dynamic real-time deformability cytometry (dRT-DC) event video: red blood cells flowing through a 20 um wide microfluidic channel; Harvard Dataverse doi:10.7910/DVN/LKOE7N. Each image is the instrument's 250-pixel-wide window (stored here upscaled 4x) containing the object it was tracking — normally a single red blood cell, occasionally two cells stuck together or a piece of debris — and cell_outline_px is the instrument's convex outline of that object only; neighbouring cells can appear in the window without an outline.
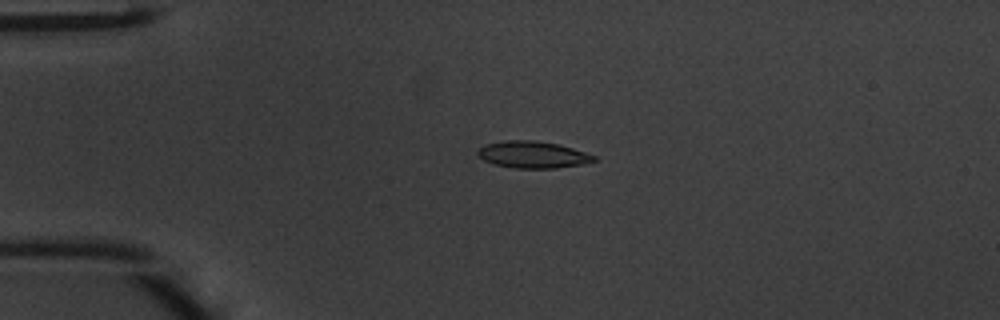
{"species": "common noctule bat (a hibernating species)", "species_latin": "Nyctalus noctula", "temperature_condition": "warm", "stored_images_in_passage": 47, "camera_frame_rate_fps": 3000, "um_per_image_px": 0.085, "animal": {"sex": "male", "body_mass_g": 20.1, "forearm_length_mm": 53.5}, "frame": {"image": 1, "passage_image": 11, "time_ms": 3.333, "image_size_px": [1000, 320], "cell_outline_px": [[596, 160], [580, 164], [556, 168], [516, 168], [496, 164], [484, 160], [476, 156], [476, 152], [480, 148], [488, 144], [504, 140], [532, 140], [560, 144], [596, 156]], "centroid_in_image_um": [45.26, 13.14], "position_along_channel_um": 39.7, "area_um2": 17.98}}
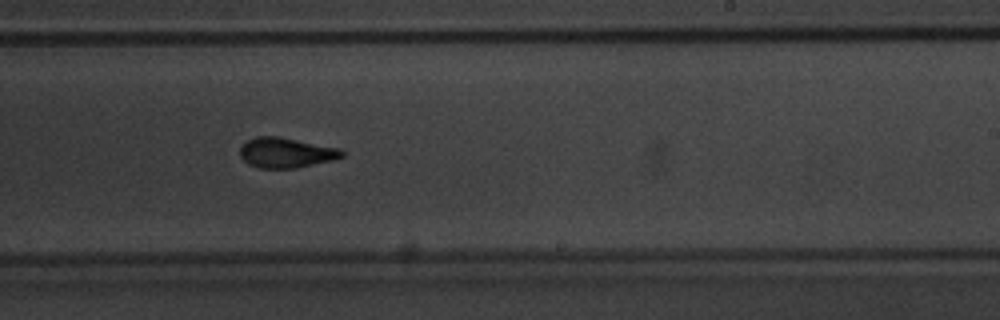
{"frame": {"image": 2, "passage_image": 29, "time_ms": 9.333, "image_size_px": [1000, 320], "cell_outline_px": [[344, 156], [336, 160], [296, 168], [260, 168], [248, 164], [240, 156], [240, 148], [248, 140], [256, 136], [276, 136], [340, 148], [344, 152]], "centroid_in_image_um": [24.34, 12.99], "position_along_channel_um": 264.7, "area_um2": 17.92}}
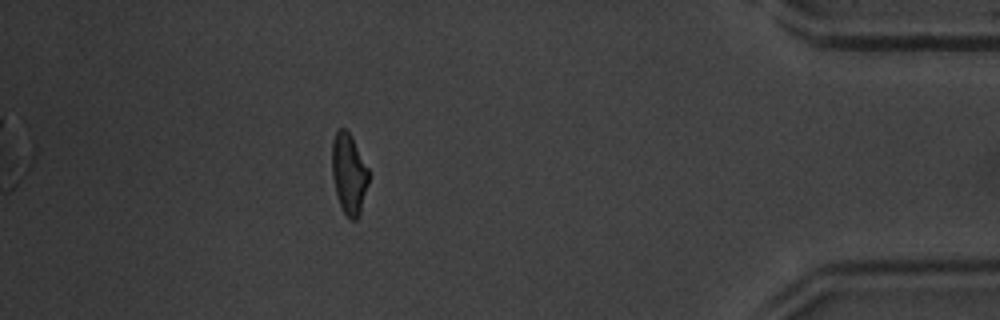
{"frame": {"image": 3, "passage_image": 42, "time_ms": 13.667, "image_size_px": [1000, 320], "cell_outline_px": [[368, 184], [360, 212], [356, 220], [352, 220], [340, 208], [336, 196], [332, 176], [332, 140], [336, 132], [340, 128], [344, 128], [352, 136], [368, 168]], "centroid_in_image_um": [29.64, 14.77], "position_along_channel_um": 405.6, "area_um2": 17.22}, "authors_computed_cell_mechanics": {"area_um2": 17.5712, "velocity_mm_per_s": 4.2671, "shape_relaxation_time_tau1_ms": 3.5737, "shape_relaxation_time_tau2_ms": 1.4548, "deformation_change_tau1": 0.1787, "deformation_change_tau2": 0.0742}}